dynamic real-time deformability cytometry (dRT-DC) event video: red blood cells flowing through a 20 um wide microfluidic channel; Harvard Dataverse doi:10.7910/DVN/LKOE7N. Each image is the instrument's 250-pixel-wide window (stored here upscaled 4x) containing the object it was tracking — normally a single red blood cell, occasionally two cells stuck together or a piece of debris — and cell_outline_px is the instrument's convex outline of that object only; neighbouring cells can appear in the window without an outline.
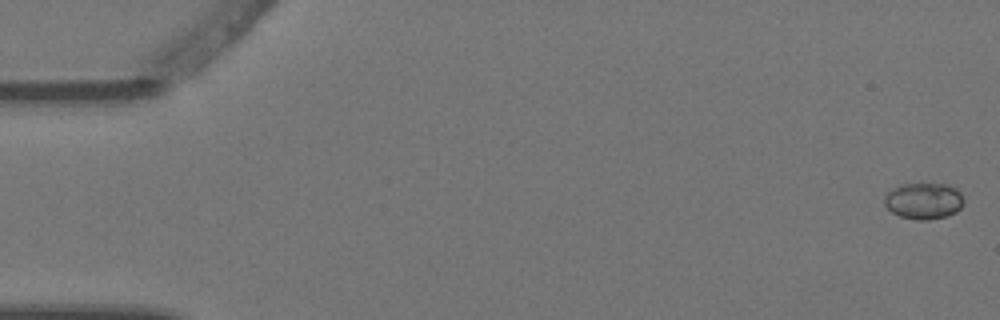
{"species": "Egyptian fruit bat (a non-hibernating species)", "species_latin": "Rousettus aegyptiacus", "temperature_condition": "warm", "stored_images_in_passage": 6, "camera_frame_rate_fps": 3000, "um_per_image_px": 0.085, "animal": {"sex": "female"}, "frame": {"image": 1, "passage_image": 1, "time_ms": 0.0, "image_size_px": [1000, 320], "cell_outline_px": [[964, 204], [956, 212], [948, 216], [928, 220], [916, 220], [900, 216], [892, 212], [884, 204], [884, 196], [892, 188], [904, 184], [948, 184], [956, 188], [960, 192], [964, 200]], "centroid_in_image_um": [78.53, 17.08], "position_along_channel_um": 6.5, "area_um2": 16.94}}
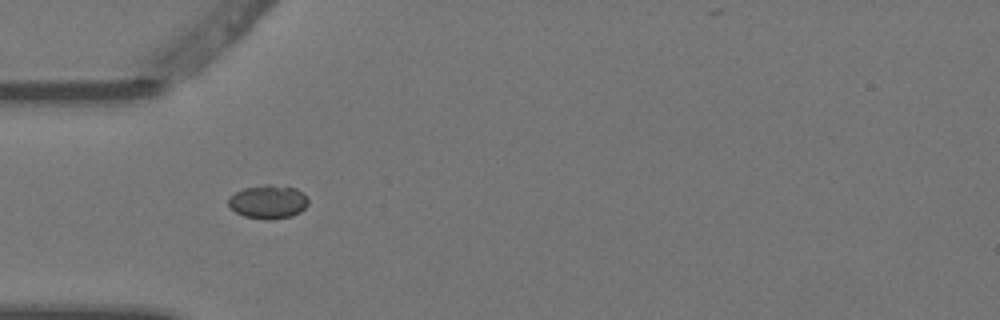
{"frame": {"image": 2, "passage_image": 5, "time_ms": 1.333, "image_size_px": [1000, 320], "cell_outline_px": [[308, 204], [300, 212], [292, 216], [268, 220], [264, 220], [244, 216], [236, 212], [228, 204], [228, 200], [236, 192], [244, 188], [264, 184], [272, 184], [296, 188], [304, 192], [308, 200]], "centroid_in_image_um": [22.82, 17.15], "position_along_channel_um": 62.2, "area_um2": 15.72}}
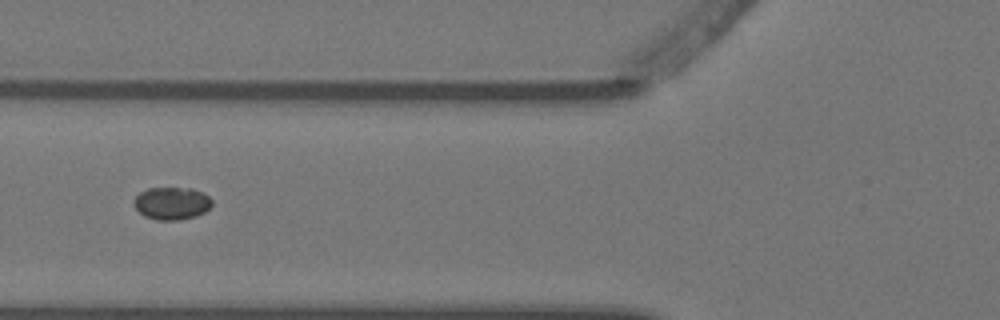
{"frame": {"image": 3, "passage_image": 6, "time_ms": 1.667, "image_size_px": [1000, 320], "cell_outline_px": [[212, 204], [204, 212], [196, 216], [180, 220], [156, 220], [144, 216], [132, 204], [132, 200], [140, 192], [148, 188], [192, 188], [208, 196], [212, 200]], "centroid_in_image_um": [14.56, 17.28], "position_along_channel_um": 111.2, "area_um2": 14.85}}